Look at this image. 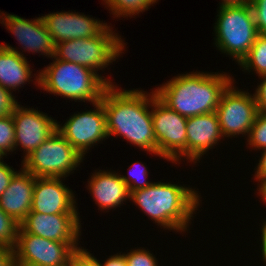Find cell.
<instances>
[{
  "mask_svg": "<svg viewBox=\"0 0 266 266\" xmlns=\"http://www.w3.org/2000/svg\"><path fill=\"white\" fill-rule=\"evenodd\" d=\"M131 249L127 254L124 252L127 266H159L158 260L149 249L145 247Z\"/></svg>",
  "mask_w": 266,
  "mask_h": 266,
  "instance_id": "cell-27",
  "label": "cell"
},
{
  "mask_svg": "<svg viewBox=\"0 0 266 266\" xmlns=\"http://www.w3.org/2000/svg\"><path fill=\"white\" fill-rule=\"evenodd\" d=\"M53 58L51 64L33 76L34 85L46 93L75 102L88 101L93 104L101 100L103 92L109 85L115 83L110 78L98 75L80 64Z\"/></svg>",
  "mask_w": 266,
  "mask_h": 266,
  "instance_id": "cell-4",
  "label": "cell"
},
{
  "mask_svg": "<svg viewBox=\"0 0 266 266\" xmlns=\"http://www.w3.org/2000/svg\"><path fill=\"white\" fill-rule=\"evenodd\" d=\"M89 190L98 210L109 212L130 201L127 184L121 179L120 173L108 170H95L87 181Z\"/></svg>",
  "mask_w": 266,
  "mask_h": 266,
  "instance_id": "cell-18",
  "label": "cell"
},
{
  "mask_svg": "<svg viewBox=\"0 0 266 266\" xmlns=\"http://www.w3.org/2000/svg\"><path fill=\"white\" fill-rule=\"evenodd\" d=\"M250 3V0H221L220 6H240Z\"/></svg>",
  "mask_w": 266,
  "mask_h": 266,
  "instance_id": "cell-37",
  "label": "cell"
},
{
  "mask_svg": "<svg viewBox=\"0 0 266 266\" xmlns=\"http://www.w3.org/2000/svg\"><path fill=\"white\" fill-rule=\"evenodd\" d=\"M259 163L256 164L254 170V180L257 181V189L266 181V149L261 151V157L258 159ZM260 183V184H259Z\"/></svg>",
  "mask_w": 266,
  "mask_h": 266,
  "instance_id": "cell-33",
  "label": "cell"
},
{
  "mask_svg": "<svg viewBox=\"0 0 266 266\" xmlns=\"http://www.w3.org/2000/svg\"><path fill=\"white\" fill-rule=\"evenodd\" d=\"M214 25L217 49L238 64L248 54L258 31L251 4L220 6Z\"/></svg>",
  "mask_w": 266,
  "mask_h": 266,
  "instance_id": "cell-5",
  "label": "cell"
},
{
  "mask_svg": "<svg viewBox=\"0 0 266 266\" xmlns=\"http://www.w3.org/2000/svg\"><path fill=\"white\" fill-rule=\"evenodd\" d=\"M195 189L189 185L158 181L130 192V200L159 227L184 233L189 230L202 201Z\"/></svg>",
  "mask_w": 266,
  "mask_h": 266,
  "instance_id": "cell-3",
  "label": "cell"
},
{
  "mask_svg": "<svg viewBox=\"0 0 266 266\" xmlns=\"http://www.w3.org/2000/svg\"><path fill=\"white\" fill-rule=\"evenodd\" d=\"M150 93L138 88L126 90L114 84L105 89L101 101L108 137L121 136L129 144L162 158L157 153L152 113L149 109L152 105V92Z\"/></svg>",
  "mask_w": 266,
  "mask_h": 266,
  "instance_id": "cell-1",
  "label": "cell"
},
{
  "mask_svg": "<svg viewBox=\"0 0 266 266\" xmlns=\"http://www.w3.org/2000/svg\"><path fill=\"white\" fill-rule=\"evenodd\" d=\"M261 80L255 88L254 96L256 99L257 109L259 113L266 111V74L259 76Z\"/></svg>",
  "mask_w": 266,
  "mask_h": 266,
  "instance_id": "cell-31",
  "label": "cell"
},
{
  "mask_svg": "<svg viewBox=\"0 0 266 266\" xmlns=\"http://www.w3.org/2000/svg\"><path fill=\"white\" fill-rule=\"evenodd\" d=\"M0 266H16L14 249L0 247Z\"/></svg>",
  "mask_w": 266,
  "mask_h": 266,
  "instance_id": "cell-34",
  "label": "cell"
},
{
  "mask_svg": "<svg viewBox=\"0 0 266 266\" xmlns=\"http://www.w3.org/2000/svg\"><path fill=\"white\" fill-rule=\"evenodd\" d=\"M17 171L4 162L0 161V196L9 186L10 180L16 174Z\"/></svg>",
  "mask_w": 266,
  "mask_h": 266,
  "instance_id": "cell-32",
  "label": "cell"
},
{
  "mask_svg": "<svg viewBox=\"0 0 266 266\" xmlns=\"http://www.w3.org/2000/svg\"><path fill=\"white\" fill-rule=\"evenodd\" d=\"M263 223L261 224L262 227L260 229L261 231V255L263 257L262 261H264V264L266 265V218L262 221Z\"/></svg>",
  "mask_w": 266,
  "mask_h": 266,
  "instance_id": "cell-36",
  "label": "cell"
},
{
  "mask_svg": "<svg viewBox=\"0 0 266 266\" xmlns=\"http://www.w3.org/2000/svg\"><path fill=\"white\" fill-rule=\"evenodd\" d=\"M20 224L0 208V247L14 249Z\"/></svg>",
  "mask_w": 266,
  "mask_h": 266,
  "instance_id": "cell-24",
  "label": "cell"
},
{
  "mask_svg": "<svg viewBox=\"0 0 266 266\" xmlns=\"http://www.w3.org/2000/svg\"><path fill=\"white\" fill-rule=\"evenodd\" d=\"M63 178L36 177L30 212L41 214H80L73 190Z\"/></svg>",
  "mask_w": 266,
  "mask_h": 266,
  "instance_id": "cell-16",
  "label": "cell"
},
{
  "mask_svg": "<svg viewBox=\"0 0 266 266\" xmlns=\"http://www.w3.org/2000/svg\"><path fill=\"white\" fill-rule=\"evenodd\" d=\"M258 34L266 35V0H250Z\"/></svg>",
  "mask_w": 266,
  "mask_h": 266,
  "instance_id": "cell-30",
  "label": "cell"
},
{
  "mask_svg": "<svg viewBox=\"0 0 266 266\" xmlns=\"http://www.w3.org/2000/svg\"><path fill=\"white\" fill-rule=\"evenodd\" d=\"M121 253L122 252L109 256L106 261L103 260L104 263H102V266H127L124 253Z\"/></svg>",
  "mask_w": 266,
  "mask_h": 266,
  "instance_id": "cell-35",
  "label": "cell"
},
{
  "mask_svg": "<svg viewBox=\"0 0 266 266\" xmlns=\"http://www.w3.org/2000/svg\"><path fill=\"white\" fill-rule=\"evenodd\" d=\"M20 170L16 172L10 180L9 186L0 196V208L19 224L31 211L36 179L23 167Z\"/></svg>",
  "mask_w": 266,
  "mask_h": 266,
  "instance_id": "cell-19",
  "label": "cell"
},
{
  "mask_svg": "<svg viewBox=\"0 0 266 266\" xmlns=\"http://www.w3.org/2000/svg\"><path fill=\"white\" fill-rule=\"evenodd\" d=\"M83 247L75 250L71 256L69 266H102L97 257Z\"/></svg>",
  "mask_w": 266,
  "mask_h": 266,
  "instance_id": "cell-28",
  "label": "cell"
},
{
  "mask_svg": "<svg viewBox=\"0 0 266 266\" xmlns=\"http://www.w3.org/2000/svg\"><path fill=\"white\" fill-rule=\"evenodd\" d=\"M15 151V127L12 115L0 118V154L7 157V154Z\"/></svg>",
  "mask_w": 266,
  "mask_h": 266,
  "instance_id": "cell-26",
  "label": "cell"
},
{
  "mask_svg": "<svg viewBox=\"0 0 266 266\" xmlns=\"http://www.w3.org/2000/svg\"><path fill=\"white\" fill-rule=\"evenodd\" d=\"M12 118L15 127V151L18 146L23 150V160L57 130V120L47 113L20 104L15 108Z\"/></svg>",
  "mask_w": 266,
  "mask_h": 266,
  "instance_id": "cell-13",
  "label": "cell"
},
{
  "mask_svg": "<svg viewBox=\"0 0 266 266\" xmlns=\"http://www.w3.org/2000/svg\"><path fill=\"white\" fill-rule=\"evenodd\" d=\"M259 192L258 195L261 197L260 200L262 199V201L264 202V204L266 203V181L257 189Z\"/></svg>",
  "mask_w": 266,
  "mask_h": 266,
  "instance_id": "cell-38",
  "label": "cell"
},
{
  "mask_svg": "<svg viewBox=\"0 0 266 266\" xmlns=\"http://www.w3.org/2000/svg\"><path fill=\"white\" fill-rule=\"evenodd\" d=\"M125 40L107 25L92 38L72 39L55 44L54 57L87 67L99 75L125 52ZM124 51V52H123ZM104 68V69H103Z\"/></svg>",
  "mask_w": 266,
  "mask_h": 266,
  "instance_id": "cell-6",
  "label": "cell"
},
{
  "mask_svg": "<svg viewBox=\"0 0 266 266\" xmlns=\"http://www.w3.org/2000/svg\"><path fill=\"white\" fill-rule=\"evenodd\" d=\"M79 214H41L30 212L20 223L27 233L49 240L68 243L74 250L81 246V221ZM79 242V243H78Z\"/></svg>",
  "mask_w": 266,
  "mask_h": 266,
  "instance_id": "cell-12",
  "label": "cell"
},
{
  "mask_svg": "<svg viewBox=\"0 0 266 266\" xmlns=\"http://www.w3.org/2000/svg\"><path fill=\"white\" fill-rule=\"evenodd\" d=\"M4 159V156L0 154V161Z\"/></svg>",
  "mask_w": 266,
  "mask_h": 266,
  "instance_id": "cell-39",
  "label": "cell"
},
{
  "mask_svg": "<svg viewBox=\"0 0 266 266\" xmlns=\"http://www.w3.org/2000/svg\"><path fill=\"white\" fill-rule=\"evenodd\" d=\"M54 44L72 39L92 38L108 24L84 13L53 12L42 16Z\"/></svg>",
  "mask_w": 266,
  "mask_h": 266,
  "instance_id": "cell-15",
  "label": "cell"
},
{
  "mask_svg": "<svg viewBox=\"0 0 266 266\" xmlns=\"http://www.w3.org/2000/svg\"><path fill=\"white\" fill-rule=\"evenodd\" d=\"M75 250L68 244L25 232L19 227L14 247L16 266H69Z\"/></svg>",
  "mask_w": 266,
  "mask_h": 266,
  "instance_id": "cell-11",
  "label": "cell"
},
{
  "mask_svg": "<svg viewBox=\"0 0 266 266\" xmlns=\"http://www.w3.org/2000/svg\"><path fill=\"white\" fill-rule=\"evenodd\" d=\"M27 58L22 52L9 44H0V85L16 91L28 82L33 74ZM20 87V88H19Z\"/></svg>",
  "mask_w": 266,
  "mask_h": 266,
  "instance_id": "cell-20",
  "label": "cell"
},
{
  "mask_svg": "<svg viewBox=\"0 0 266 266\" xmlns=\"http://www.w3.org/2000/svg\"><path fill=\"white\" fill-rule=\"evenodd\" d=\"M92 105L93 110L74 113L63 125L57 122V130L83 158L90 148L109 138L102 101Z\"/></svg>",
  "mask_w": 266,
  "mask_h": 266,
  "instance_id": "cell-10",
  "label": "cell"
},
{
  "mask_svg": "<svg viewBox=\"0 0 266 266\" xmlns=\"http://www.w3.org/2000/svg\"><path fill=\"white\" fill-rule=\"evenodd\" d=\"M85 160L56 130L21 162V167L35 177L65 178Z\"/></svg>",
  "mask_w": 266,
  "mask_h": 266,
  "instance_id": "cell-7",
  "label": "cell"
},
{
  "mask_svg": "<svg viewBox=\"0 0 266 266\" xmlns=\"http://www.w3.org/2000/svg\"><path fill=\"white\" fill-rule=\"evenodd\" d=\"M128 175L129 176H124L121 175V179L127 184L129 192L136 191L139 189H144L151 185L153 182L148 180V167H146L143 162H134L132 165L128 166ZM135 169V170H134ZM148 181H147V180Z\"/></svg>",
  "mask_w": 266,
  "mask_h": 266,
  "instance_id": "cell-23",
  "label": "cell"
},
{
  "mask_svg": "<svg viewBox=\"0 0 266 266\" xmlns=\"http://www.w3.org/2000/svg\"><path fill=\"white\" fill-rule=\"evenodd\" d=\"M0 11V23L10 31L24 52L41 53L48 58L55 55V44L50 36L42 16L31 20L17 16L15 14H6Z\"/></svg>",
  "mask_w": 266,
  "mask_h": 266,
  "instance_id": "cell-14",
  "label": "cell"
},
{
  "mask_svg": "<svg viewBox=\"0 0 266 266\" xmlns=\"http://www.w3.org/2000/svg\"><path fill=\"white\" fill-rule=\"evenodd\" d=\"M226 72L179 74L155 88L157 98L186 118L216 112L223 91L234 80Z\"/></svg>",
  "mask_w": 266,
  "mask_h": 266,
  "instance_id": "cell-2",
  "label": "cell"
},
{
  "mask_svg": "<svg viewBox=\"0 0 266 266\" xmlns=\"http://www.w3.org/2000/svg\"><path fill=\"white\" fill-rule=\"evenodd\" d=\"M152 121L157 142V153L171 163L187 159V118L168 108L152 88Z\"/></svg>",
  "mask_w": 266,
  "mask_h": 266,
  "instance_id": "cell-8",
  "label": "cell"
},
{
  "mask_svg": "<svg viewBox=\"0 0 266 266\" xmlns=\"http://www.w3.org/2000/svg\"><path fill=\"white\" fill-rule=\"evenodd\" d=\"M106 5L105 7L109 8L111 15L113 14L114 18L120 17H130L139 15V13L145 12L151 5L155 4L153 0H102Z\"/></svg>",
  "mask_w": 266,
  "mask_h": 266,
  "instance_id": "cell-22",
  "label": "cell"
},
{
  "mask_svg": "<svg viewBox=\"0 0 266 266\" xmlns=\"http://www.w3.org/2000/svg\"><path fill=\"white\" fill-rule=\"evenodd\" d=\"M10 90L0 85V118L12 115L15 108L19 105L16 97Z\"/></svg>",
  "mask_w": 266,
  "mask_h": 266,
  "instance_id": "cell-29",
  "label": "cell"
},
{
  "mask_svg": "<svg viewBox=\"0 0 266 266\" xmlns=\"http://www.w3.org/2000/svg\"><path fill=\"white\" fill-rule=\"evenodd\" d=\"M247 146L252 150H265L266 149V116L263 113H258L255 117L254 124L252 125L248 137H246Z\"/></svg>",
  "mask_w": 266,
  "mask_h": 266,
  "instance_id": "cell-25",
  "label": "cell"
},
{
  "mask_svg": "<svg viewBox=\"0 0 266 266\" xmlns=\"http://www.w3.org/2000/svg\"><path fill=\"white\" fill-rule=\"evenodd\" d=\"M242 71L259 76L266 74V35L258 34L248 54L238 64Z\"/></svg>",
  "mask_w": 266,
  "mask_h": 266,
  "instance_id": "cell-21",
  "label": "cell"
},
{
  "mask_svg": "<svg viewBox=\"0 0 266 266\" xmlns=\"http://www.w3.org/2000/svg\"><path fill=\"white\" fill-rule=\"evenodd\" d=\"M187 160L196 163L219 144L223 135L216 112L187 118Z\"/></svg>",
  "mask_w": 266,
  "mask_h": 266,
  "instance_id": "cell-17",
  "label": "cell"
},
{
  "mask_svg": "<svg viewBox=\"0 0 266 266\" xmlns=\"http://www.w3.org/2000/svg\"><path fill=\"white\" fill-rule=\"evenodd\" d=\"M235 79L223 91L216 109L223 137L247 136L258 109L254 93L237 88Z\"/></svg>",
  "mask_w": 266,
  "mask_h": 266,
  "instance_id": "cell-9",
  "label": "cell"
}]
</instances>
